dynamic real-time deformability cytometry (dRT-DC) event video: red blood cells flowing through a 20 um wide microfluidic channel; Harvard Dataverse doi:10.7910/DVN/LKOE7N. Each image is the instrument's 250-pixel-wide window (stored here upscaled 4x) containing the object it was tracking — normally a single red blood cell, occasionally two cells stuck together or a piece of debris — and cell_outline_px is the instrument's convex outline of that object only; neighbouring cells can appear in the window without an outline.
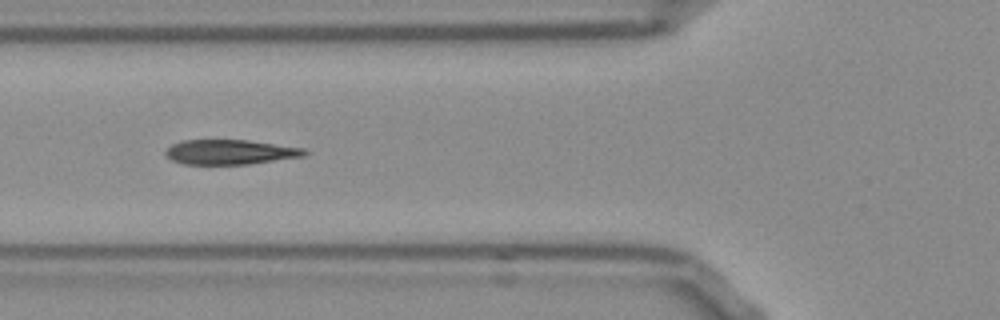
{"species": "Egyptian fruit bat (a non-hibernating species)", "species_latin": "Rousettus aegyptiacus", "temperature_condition": "room temperature", "stored_images_in_passage": 34, "camera_frame_rate_fps": 3000, "um_per_image_px": 0.085, "frame": {"image": 1, "passage_image": 6, "time_ms": 1.667, "image_size_px": [1000, 320], "cell_outline_px": [[308, 152], [304, 156], [248, 164], [180, 164], [172, 160], [164, 152], [172, 144], [184, 140], [248, 140], [304, 148]], "centroid_in_image_um": [19.55, 12.92], "position_along_channel_um": 106.2, "area_um2": 19.94}, "authors_computed_cell_mechanics": {"area_um2": 21.0681, "velocity_mm_per_s": 3.8314, "shape_relaxation_time_tau1_ms": 3.3547, "shape_relaxation_time_tau2_ms": 1.1487, "deformation_change_tau1": 0.1769, "deformation_change_tau2": 0.0874}}